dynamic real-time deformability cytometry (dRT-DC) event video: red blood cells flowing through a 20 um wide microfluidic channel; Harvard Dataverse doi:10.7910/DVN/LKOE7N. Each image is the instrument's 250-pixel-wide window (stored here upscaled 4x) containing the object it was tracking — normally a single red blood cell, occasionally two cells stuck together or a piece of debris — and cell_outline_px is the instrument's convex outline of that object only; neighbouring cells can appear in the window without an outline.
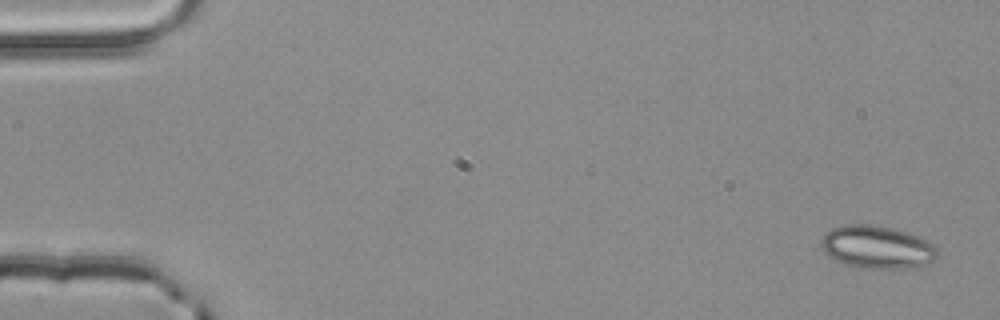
{"species": "common noctule bat (a hibernating species)", "species_latin": "Nyctalus noctula", "temperature_condition": "room temperature", "stored_images_in_passage": 5, "segment_of_instrument_passage": [1, 2], "camera_frame_rate_fps": 3000, "um_per_image_px": 0.085, "animal": {"sex": "male", "body_mass_g": 20.4}, "frame": {"image": 1, "passage_image": 1, "time_ms": 0.0, "image_size_px": [1000, 320], "cell_outline_px": [[936, 256], [932, 260], [924, 264], [900, 268], [864, 268], [844, 264], [828, 256], [824, 252], [820, 244], [820, 240], [832, 228], [844, 224], [872, 224], [892, 228], [920, 236], [936, 244]], "centroid_in_image_um": [74.52, 20.98], "position_along_channel_um": 10.5, "area_um2": 28.9}}